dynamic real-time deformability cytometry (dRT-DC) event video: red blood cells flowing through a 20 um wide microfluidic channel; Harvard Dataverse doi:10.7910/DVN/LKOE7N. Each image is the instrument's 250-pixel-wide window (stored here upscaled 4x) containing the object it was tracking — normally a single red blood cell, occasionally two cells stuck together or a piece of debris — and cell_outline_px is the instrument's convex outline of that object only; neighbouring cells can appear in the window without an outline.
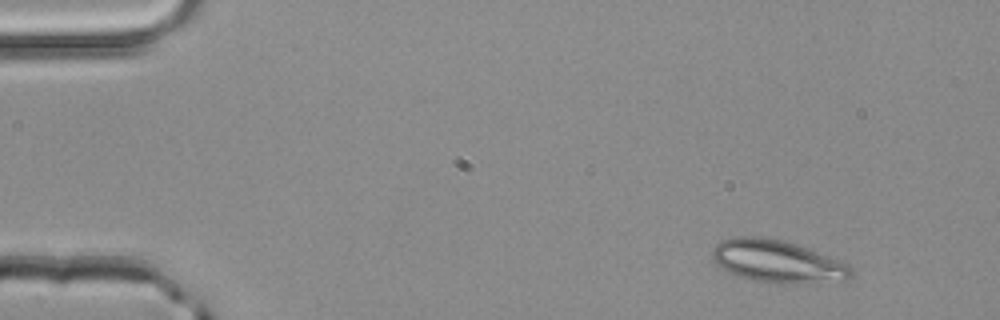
{"species": "common noctule bat (a hibernating species)", "species_latin": "Nyctalus noctula", "temperature_condition": "room temperature", "stored_images_in_passage": 3, "camera_frame_rate_fps": 3000, "um_per_image_px": 0.085, "animal": {"sex": "male", "body_mass_g": 20.4}, "frame": {"image": 1, "passage_image": 1, "time_ms": 0.0, "image_size_px": [1000, 320], "cell_outline_px": [[852, 276], [848, 280], [784, 284], [776, 284], [756, 280], [740, 276], [728, 272], [716, 264], [712, 260], [712, 248], [720, 240], [736, 236], [760, 236], [780, 240], [804, 248], [836, 260], [852, 268]], "centroid_in_image_um": [65.99, 22.22], "position_along_channel_um": 19.0, "area_um2": 33.81}}